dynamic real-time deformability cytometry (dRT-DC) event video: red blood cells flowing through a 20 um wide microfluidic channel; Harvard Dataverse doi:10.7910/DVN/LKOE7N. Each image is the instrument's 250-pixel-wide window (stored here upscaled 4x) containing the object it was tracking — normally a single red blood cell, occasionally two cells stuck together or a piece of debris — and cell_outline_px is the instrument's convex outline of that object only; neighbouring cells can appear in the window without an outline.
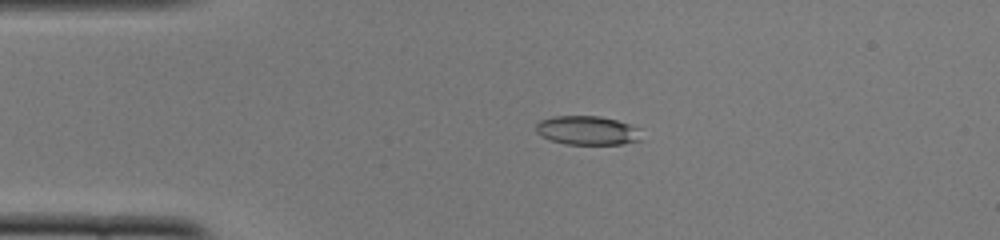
{"species": "common noctule bat (a hibernating species)", "species_latin": "Nyctalus noctula", "temperature_condition": "cold", "stored_images_in_passage": 42, "camera_frame_rate_fps": 3000, "um_per_image_px": 0.085, "animal": {"sex": "female", "body_mass_g": 22.0, "forearm_length_mm": 56.7}, "frame": {"image": 1, "passage_image": 2, "time_ms": 0.333, "image_size_px": [1000, 240], "cell_outline_px": [[644, 140], [624, 144], [564, 144], [552, 140], [536, 132], [536, 124], [540, 120], [552, 116], [600, 116], [616, 120], [628, 124], [636, 128]], "centroid_in_image_um": [49.93, 11.09], "position_along_channel_um": 35.1, "area_um2": 17.74}}
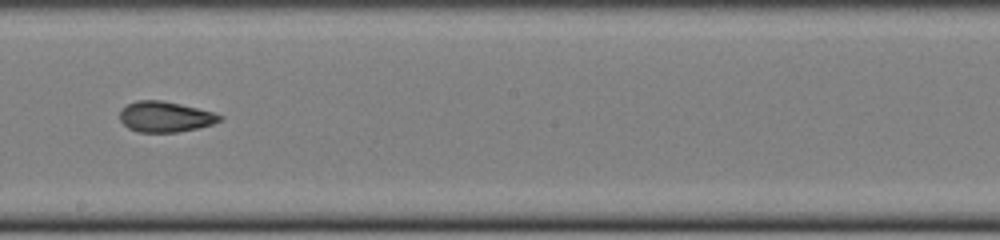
{"frame": {"image": 2, "passage_image": 20, "time_ms": 6.333, "image_size_px": [1000, 240], "cell_outline_px": [[224, 120], [200, 128], [176, 132], [136, 132], [128, 128], [120, 120], [120, 108], [136, 100], [160, 100], [180, 104], [216, 112], [224, 116]], "centroid_in_image_um": [14.07, 9.92], "position_along_channel_um": 234.1, "area_um2": 18.09}}
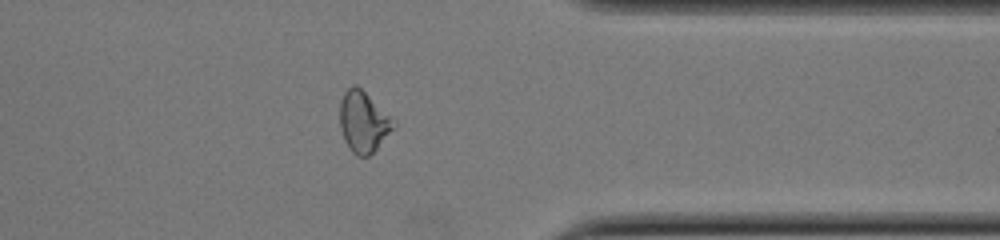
{"frame": {"image": 3, "passage_image": 32, "time_ms": 10.333, "image_size_px": [1000, 240], "cell_outline_px": [[396, 128], [368, 156], [356, 156], [352, 152], [344, 140], [340, 128], [340, 100], [344, 92], [352, 84], [356, 84], [396, 120]], "centroid_in_image_um": [30.9, 10.34], "position_along_channel_um": 380.5, "area_um2": 19.25}, "authors_computed_cell_mechanics": {"area_um2": 18.5249, "velocity_mm_per_s": 3.8912, "shape_relaxation_time_tau1_ms": 9.2561, "shape_relaxation_time_tau2_ms": 3.1067, "deformation_change_tau1": 0.1901, "deformation_change_tau2": 0.0933}}